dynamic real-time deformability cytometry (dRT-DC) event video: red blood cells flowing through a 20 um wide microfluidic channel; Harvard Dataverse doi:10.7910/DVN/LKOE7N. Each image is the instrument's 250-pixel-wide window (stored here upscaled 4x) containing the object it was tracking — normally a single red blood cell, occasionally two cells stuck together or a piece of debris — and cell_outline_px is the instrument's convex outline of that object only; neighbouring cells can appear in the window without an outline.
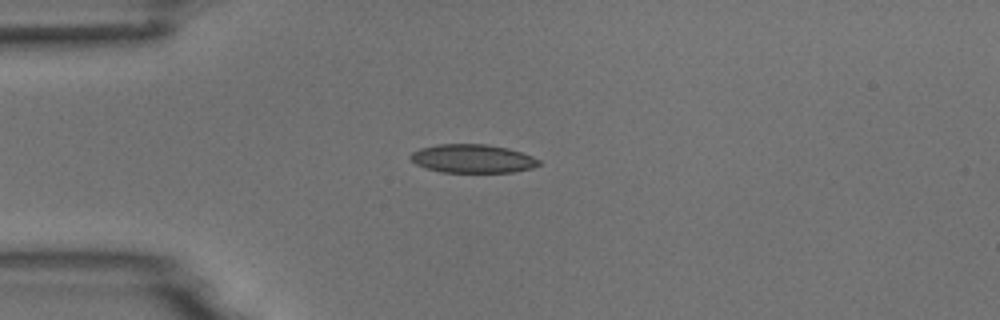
{"species": "common noctule bat (a hibernating species)", "species_latin": "Nyctalus noctula", "temperature_condition": "room temperature", "stored_images_in_passage": 3, "camera_frame_rate_fps": 3000, "um_per_image_px": 0.085, "animal": {"sex": "male", "body_mass_g": 18.8}, "frame": {"image": 1, "passage_image": 1, "time_ms": 0.0, "image_size_px": [1000, 320], "cell_outline_px": [[540, 164], [532, 168], [512, 172], [440, 172], [416, 164], [408, 156], [412, 152], [420, 148], [436, 144], [488, 144], [508, 148], [532, 156], [540, 160]], "centroid_in_image_um": [40.16, 13.47], "position_along_channel_um": 44.8, "area_um2": 21.33}}
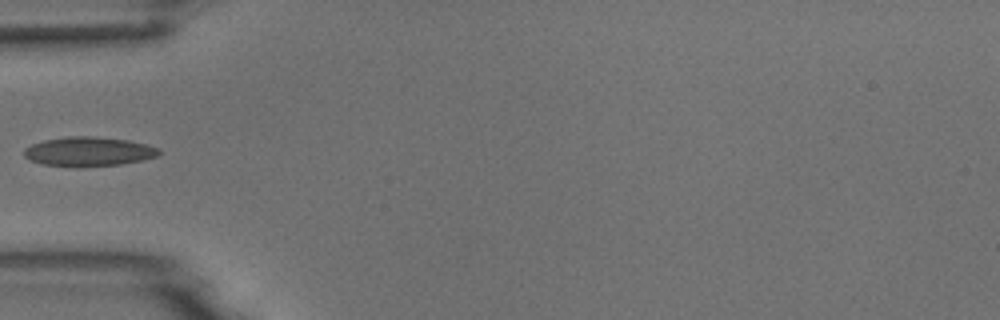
{"frame": {"image": 2, "passage_image": 2, "time_ms": 1.333, "image_size_px": [1000, 320], "cell_outline_px": [[160, 156], [144, 160], [120, 164], [84, 168], [72, 168], [40, 164], [28, 160], [24, 156], [24, 148], [32, 144], [44, 140], [68, 136], [92, 136], [128, 140], [160, 148]], "centroid_in_image_um": [7.51, 12.91], "position_along_channel_um": 77.5, "area_um2": 23.64}}